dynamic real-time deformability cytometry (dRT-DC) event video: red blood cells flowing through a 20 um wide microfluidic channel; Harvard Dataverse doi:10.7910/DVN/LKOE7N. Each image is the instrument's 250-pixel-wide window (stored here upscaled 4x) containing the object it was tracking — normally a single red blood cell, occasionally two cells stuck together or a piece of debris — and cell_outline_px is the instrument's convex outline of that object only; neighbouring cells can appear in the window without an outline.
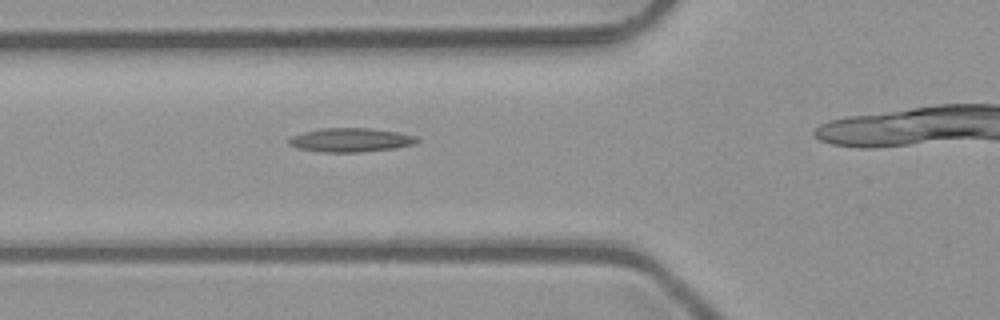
{"species": "common noctule bat (a hibernating species)", "species_latin": "Nyctalus noctula", "temperature_condition": "room temperature", "stored_images_in_passage": 14, "camera_frame_rate_fps": 3000, "um_per_image_px": 0.085, "animal": {"sex": "male", "body_mass_g": 23.1, "forearm_length_mm": 52.7}, "frame": {"image": 1, "passage_image": 10, "time_ms": 3.0, "image_size_px": [1000, 320], "cell_outline_px": [[420, 140], [416, 144], [396, 148], [360, 152], [324, 152], [300, 148], [288, 144], [288, 140], [292, 136], [304, 132], [320, 128], [372, 128], [396, 132], [416, 136]], "centroid_in_image_um": [29.85, 11.89], "position_along_channel_um": 96.0, "area_um2": 17.8}}